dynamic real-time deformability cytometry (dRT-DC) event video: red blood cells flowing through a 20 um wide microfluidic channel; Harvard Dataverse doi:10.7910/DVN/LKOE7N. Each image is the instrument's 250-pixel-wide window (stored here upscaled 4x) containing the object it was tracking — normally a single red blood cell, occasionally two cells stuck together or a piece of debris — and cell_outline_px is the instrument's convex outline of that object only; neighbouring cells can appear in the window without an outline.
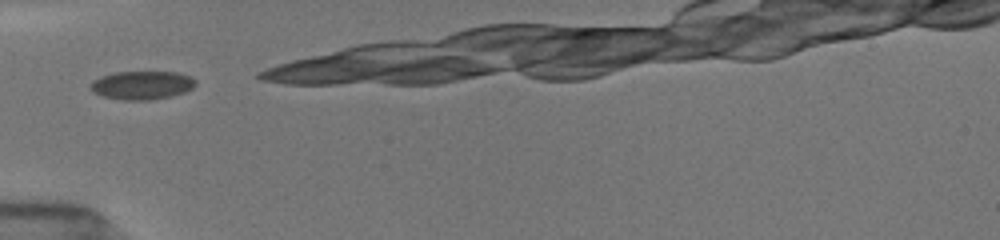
{"species": "common noctule bat (a hibernating species)", "species_latin": "Nyctalus noctula", "temperature_condition": "room temperature", "stored_images_in_passage": 15, "camera_frame_rate_fps": 3000, "um_per_image_px": 0.085, "animal": {"sex": "female", "body_mass_g": 19.5, "forearm_length_mm": 54.1}, "frame": {"image": 1, "passage_image": 1, "time_ms": 0.0, "image_size_px": [1000, 240], "cell_outline_px": [[196, 84], [192, 88], [184, 92], [168, 96], [148, 100], [124, 100], [100, 96], [92, 92], [88, 88], [92, 80], [100, 76], [116, 72], [176, 72], [188, 76], [196, 80]], "centroid_in_image_um": [11.99, 7.24], "position_along_channel_um": 73.0, "area_um2": 17.46}}